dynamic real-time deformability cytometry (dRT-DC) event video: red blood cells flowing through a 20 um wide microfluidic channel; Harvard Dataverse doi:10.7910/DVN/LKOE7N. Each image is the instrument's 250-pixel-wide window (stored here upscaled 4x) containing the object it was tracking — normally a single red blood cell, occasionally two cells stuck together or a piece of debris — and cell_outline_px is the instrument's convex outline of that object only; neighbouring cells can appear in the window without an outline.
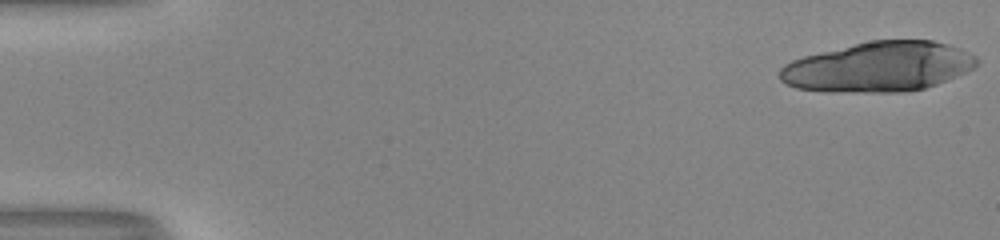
{"species": "human", "species_latin": "Homo sapiens", "temperature_condition": "room temperature", "stored_images_in_passage": 40, "camera_frame_rate_fps": 3000, "um_per_image_px": 0.085, "donor": {"sex": "male"}, "frame": {"image": 1, "passage_image": 1, "time_ms": 0.0, "image_size_px": [1000, 240], "cell_outline_px": [[980, 60], [972, 68], [964, 72], [936, 84], [924, 88], [900, 92], [824, 92], [796, 88], [780, 80], [780, 68], [784, 64], [792, 60], [804, 56], [872, 40], [932, 40], [948, 44], [960, 48], [976, 56]], "centroid_in_image_um": [74.66, 5.68], "position_along_channel_um": 10.3, "area_um2": 57.05}}